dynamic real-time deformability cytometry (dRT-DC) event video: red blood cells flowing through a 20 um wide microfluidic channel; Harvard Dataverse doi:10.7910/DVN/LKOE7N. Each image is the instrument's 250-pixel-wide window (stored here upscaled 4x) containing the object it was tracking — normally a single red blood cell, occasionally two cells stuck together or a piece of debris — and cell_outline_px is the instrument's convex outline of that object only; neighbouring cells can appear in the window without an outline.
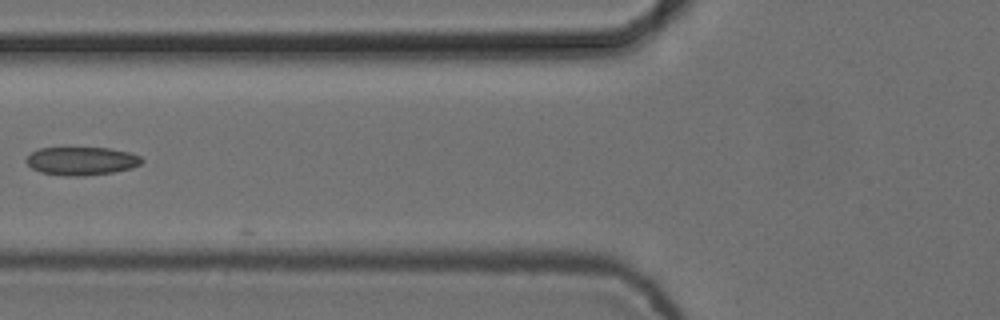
{"species": "common noctule bat (a hibernating species)", "species_latin": "Nyctalus noctula", "temperature_condition": "cold", "stored_images_in_passage": 7, "camera_frame_rate_fps": 3000, "um_per_image_px": 0.085, "animal": {"sex": "female", "body_mass_g": 24.6, "forearm_length_mm": 56.2}, "frame": {"image": 1, "passage_image": 6, "time_ms": 1.667, "image_size_px": [1000, 320], "cell_outline_px": [[144, 160], [140, 164], [132, 168], [112, 172], [84, 176], [64, 176], [40, 172], [32, 168], [24, 160], [32, 152], [40, 148], [112, 148], [128, 152], [140, 156]], "centroid_in_image_um": [6.93, 13.69], "position_along_channel_um": 118.9, "area_um2": 19.02}}
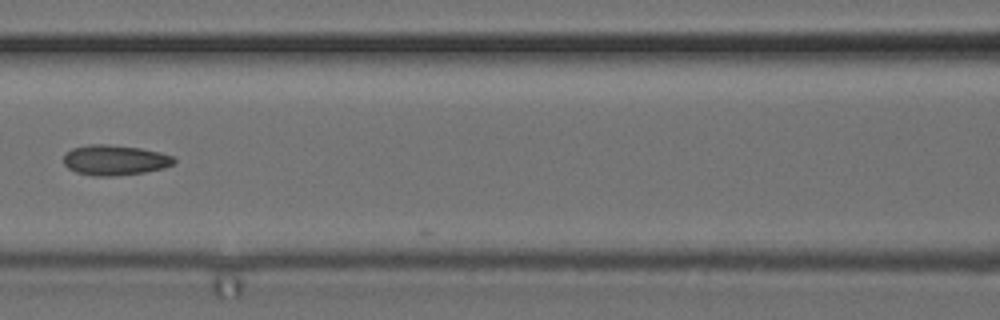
{"frame": {"image": 2, "passage_image": 7, "time_ms": 2.0, "image_size_px": [1000, 320], "cell_outline_px": [[176, 160], [172, 164], [164, 168], [144, 172], [116, 176], [92, 176], [76, 172], [68, 168], [64, 164], [64, 156], [72, 148], [88, 144], [108, 144], [140, 148], [160, 152], [172, 156]], "centroid_in_image_um": [9.75, 13.61], "position_along_channel_um": 156.9, "area_um2": 19.48}}